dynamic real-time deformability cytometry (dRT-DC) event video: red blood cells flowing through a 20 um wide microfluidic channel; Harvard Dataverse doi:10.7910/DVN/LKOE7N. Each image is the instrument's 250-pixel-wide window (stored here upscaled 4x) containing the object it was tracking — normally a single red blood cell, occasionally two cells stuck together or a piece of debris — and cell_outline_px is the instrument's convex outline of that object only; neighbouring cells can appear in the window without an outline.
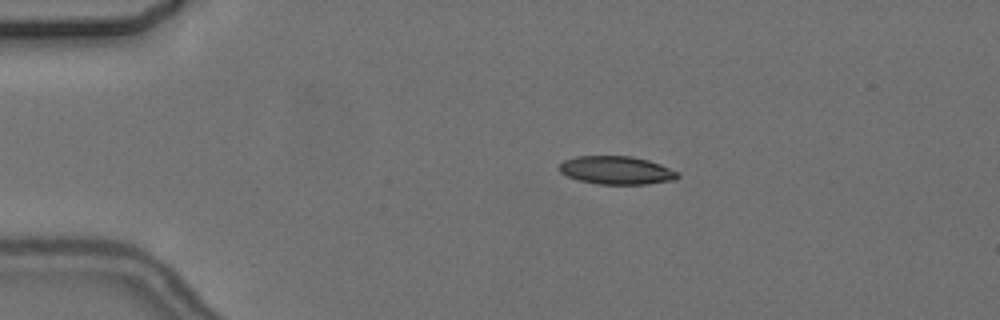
{"species": "common noctule bat (a hibernating species)", "species_latin": "Nyctalus noctula", "temperature_condition": "cold", "stored_images_in_passage": 14, "camera_frame_rate_fps": 3000, "um_per_image_px": 0.085, "animal": {"sex": "female", "body_mass_g": 24.6, "forearm_length_mm": 56.2}, "frame": {"image": 1, "passage_image": 3, "time_ms": 2.667, "image_size_px": [1000, 320], "cell_outline_px": [[680, 176], [676, 180], [648, 184], [596, 184], [576, 180], [560, 172], [560, 164], [564, 160], [576, 156], [632, 156], [648, 160], [660, 164], [680, 172]], "centroid_in_image_um": [52.43, 14.48], "position_along_channel_um": 32.6, "area_um2": 19.65}}
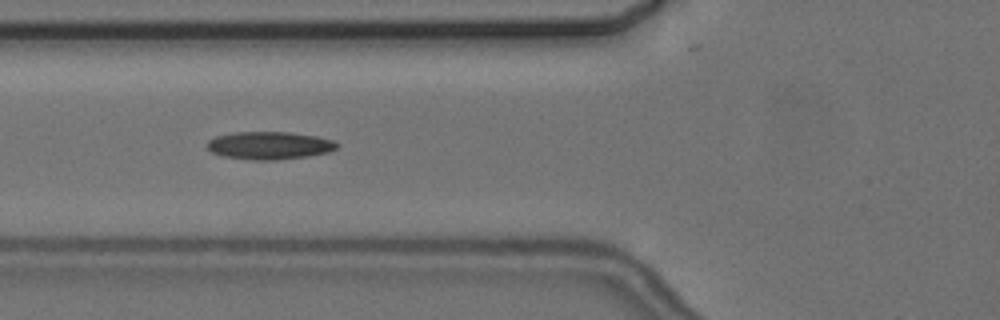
{"frame": {"image": 2, "passage_image": 5, "time_ms": 6.0, "image_size_px": [1000, 320], "cell_outline_px": [[340, 144], [336, 148], [328, 152], [308, 156], [276, 160], [252, 160], [224, 156], [212, 152], [204, 144], [208, 140], [216, 136], [232, 132], [292, 132], [316, 136], [332, 140]], "centroid_in_image_um": [22.88, 12.36], "position_along_channel_um": 102.9, "area_um2": 21.1}, "authors_computed_cell_mechanics": {"area_um2": 19.7387, "velocity_mm_per_s": 3.6488, "shape_relaxation_time_tau1_ms": 6.3391, "shape_relaxation_time_tau2_ms": 4.6286, "deformation_change_tau1": 0.1131, "deformation_change_tau2": 0.1103}}